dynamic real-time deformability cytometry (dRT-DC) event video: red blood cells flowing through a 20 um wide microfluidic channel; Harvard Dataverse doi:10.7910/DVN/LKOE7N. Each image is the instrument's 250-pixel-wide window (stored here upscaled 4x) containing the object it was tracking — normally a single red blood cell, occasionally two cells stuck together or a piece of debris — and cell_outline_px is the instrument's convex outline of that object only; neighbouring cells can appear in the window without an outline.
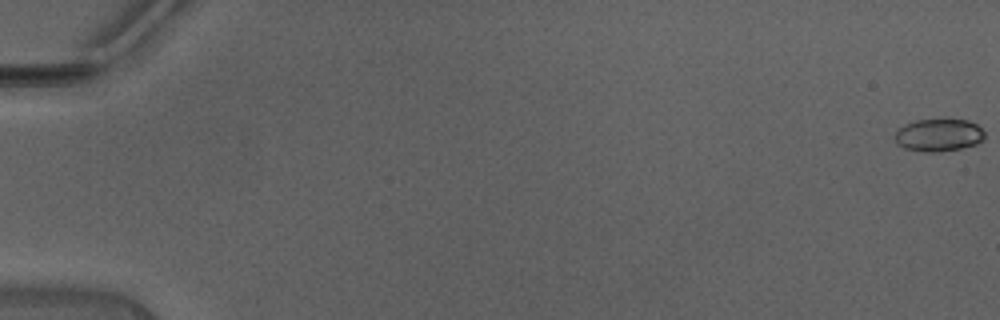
{"species": "Egyptian fruit bat (a non-hibernating species)", "species_latin": "Rousettus aegyptiacus", "temperature_condition": "warm", "stored_images_in_passage": 48, "camera_frame_rate_fps": 3000, "um_per_image_px": 0.085, "animal": {"sex": "male"}, "frame": {"image": 1, "passage_image": 1, "time_ms": 0.0, "image_size_px": [1000, 320], "cell_outline_px": [[984, 140], [976, 144], [960, 148], [936, 152], [924, 152], [904, 148], [896, 144], [896, 132], [904, 124], [916, 120], [944, 116], [968, 120], [976, 124], [984, 132]], "centroid_in_image_um": [79.8, 11.43], "position_along_channel_um": 5.2, "area_um2": 17.63}}
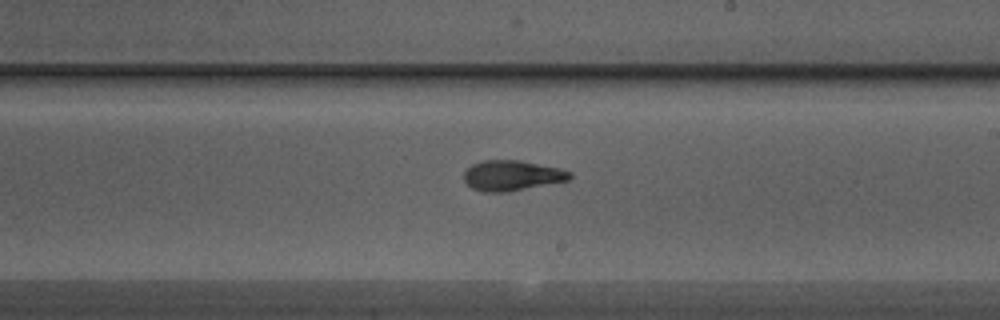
{"frame": {"image": 2, "passage_image": 30, "time_ms": 9.667, "image_size_px": [1000, 320], "cell_outline_px": [[572, 176], [568, 180], [508, 192], [484, 192], [472, 188], [464, 180], [464, 172], [472, 164], [484, 160], [520, 160], [556, 168], [572, 172]], "centroid_in_image_um": [43.49, 14.92], "position_along_channel_um": 245.5, "area_um2": 18.5}}
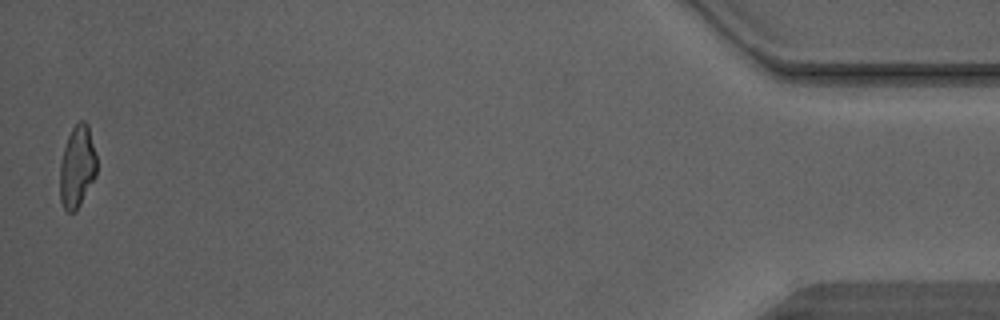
{"frame": {"image": 3, "passage_image": 48, "time_ms": 15.667, "image_size_px": [1000, 320], "cell_outline_px": [[96, 176], [76, 212], [68, 212], [64, 208], [60, 200], [60, 164], [64, 148], [68, 136], [72, 128], [80, 120], [84, 120], [88, 124], [96, 156]], "centroid_in_image_um": [6.56, 14.19], "position_along_channel_um": 428.6, "area_um2": 17.57}, "authors_computed_cell_mechanics": {"area_um2": 18.0336, "velocity_mm_per_s": 4.4947, "shape_relaxation_time_tau1_ms": 4.5447, "shape_relaxation_time_tau2_ms": 2.2617, "deformation_change_tau1": 0.1647, "deformation_change_tau2": 0.1075}}